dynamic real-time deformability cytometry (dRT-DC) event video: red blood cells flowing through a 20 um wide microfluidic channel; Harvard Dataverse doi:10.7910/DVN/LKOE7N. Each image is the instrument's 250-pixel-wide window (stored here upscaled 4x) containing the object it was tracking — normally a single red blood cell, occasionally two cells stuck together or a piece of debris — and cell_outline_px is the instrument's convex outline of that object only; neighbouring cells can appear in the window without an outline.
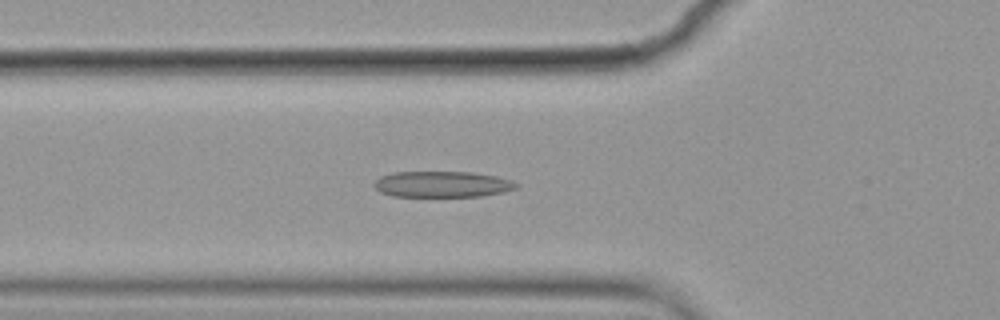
{"species": "common noctule bat (a hibernating species)", "species_latin": "Nyctalus noctula", "temperature_condition": "cold", "stored_images_in_passage": 56, "camera_frame_rate_fps": 3000, "um_per_image_px": 0.085, "animal": {"sex": "female", "body_mass_g": 19.9}, "frame": {"image": 1, "passage_image": 19, "time_ms": 6.0, "image_size_px": [1000, 320], "cell_outline_px": [[520, 184], [516, 188], [504, 192], [480, 196], [392, 196], [380, 192], [372, 184], [380, 176], [392, 172], [472, 172], [496, 176], [512, 180]], "centroid_in_image_um": [37.59, 15.65], "position_along_channel_um": 88.2, "area_um2": 21.62}}
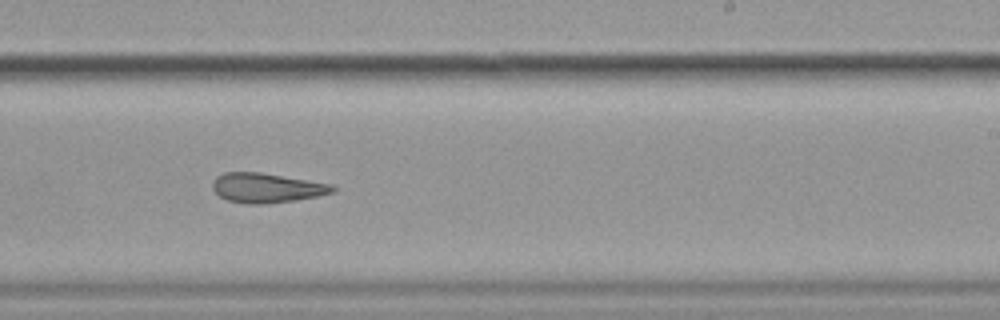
{"frame": {"image": 2, "passage_image": 34, "time_ms": 11.0, "image_size_px": [1000, 320], "cell_outline_px": [[336, 192], [296, 200], [268, 204], [244, 204], [228, 200], [220, 196], [212, 188], [212, 180], [216, 176], [224, 172], [260, 172], [332, 184], [336, 188]], "centroid_in_image_um": [22.65, 15.97], "position_along_channel_um": 266.3, "area_um2": 20.87}}
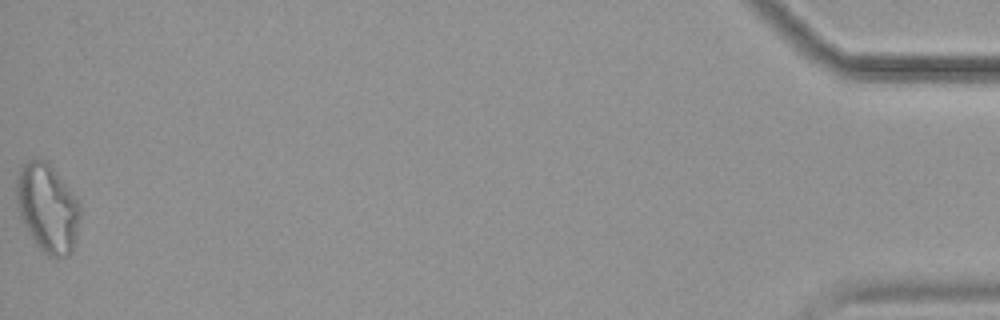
{"frame": {"image": 3, "passage_image": 56, "time_ms": 18.333, "image_size_px": [1000, 320], "cell_outline_px": [[80, 216], [76, 236], [72, 252], [68, 256], [60, 260], [56, 260], [48, 256], [32, 240], [20, 216], [16, 200], [16, 176], [20, 168], [28, 160], [48, 160], [80, 204]], "centroid_in_image_um": [4.03, 17.72], "position_along_channel_um": 431.2, "area_um2": 33.06}, "authors_computed_cell_mechanics": {"area_um2": 22.9466, "velocity_mm_per_s": 3.5699, "shape_relaxation_time_tau1_ms": null, "shape_relaxation_time_tau2_ms": 4.6678, "deformation_change_tau1": null, "deformation_change_tau2": 0.1568}}